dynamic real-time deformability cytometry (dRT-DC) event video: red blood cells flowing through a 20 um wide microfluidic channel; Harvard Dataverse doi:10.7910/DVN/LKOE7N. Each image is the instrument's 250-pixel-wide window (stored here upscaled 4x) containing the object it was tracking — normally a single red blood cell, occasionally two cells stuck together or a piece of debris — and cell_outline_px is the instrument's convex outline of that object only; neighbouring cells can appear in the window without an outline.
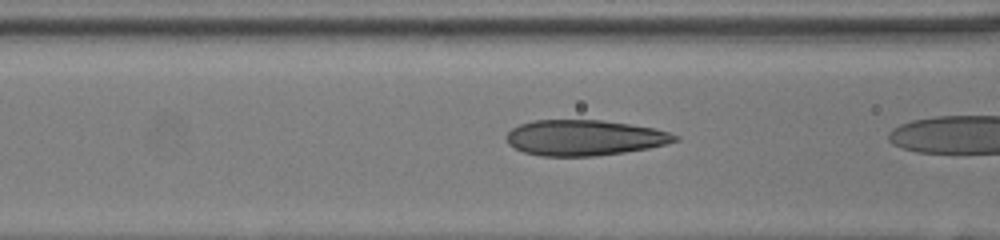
{"species": "human", "species_latin": "Homo sapiens", "temperature_condition": "room temperature", "stored_images_in_passage": 40, "camera_frame_rate_fps": 3000, "um_per_image_px": 0.085, "donor": {"sex": "female"}, "frame": {"image": 1, "passage_image": 20, "time_ms": 6.333, "image_size_px": [1000, 240], "cell_outline_px": [[680, 140], [668, 144], [648, 148], [624, 152], [596, 156], [540, 156], [524, 152], [508, 144], [504, 136], [512, 128], [520, 124], [532, 120], [600, 120], [656, 128], [680, 136]], "centroid_in_image_um": [49.68, 11.71], "position_along_channel_um": 116.9, "area_um2": 35.14}}
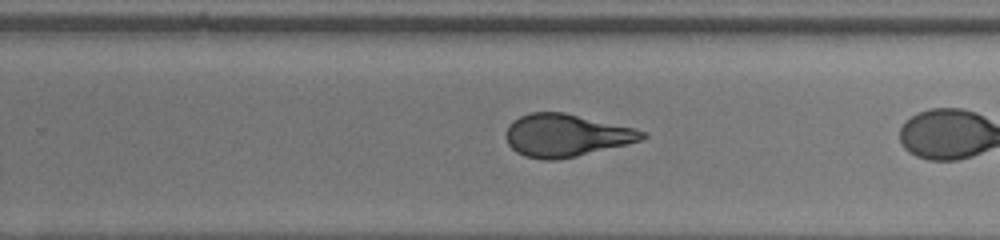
{"frame": {"image": 2, "passage_image": 32, "time_ms": 10.333, "image_size_px": [1000, 240], "cell_outline_px": [[648, 136], [640, 140], [628, 144], [576, 156], [556, 160], [544, 160], [524, 156], [516, 152], [508, 144], [504, 136], [508, 124], [512, 120], [528, 112], [564, 112], [632, 128], [648, 132]], "centroid_in_image_um": [48.06, 11.5], "position_along_channel_um": 281.7, "area_um2": 33.87}}
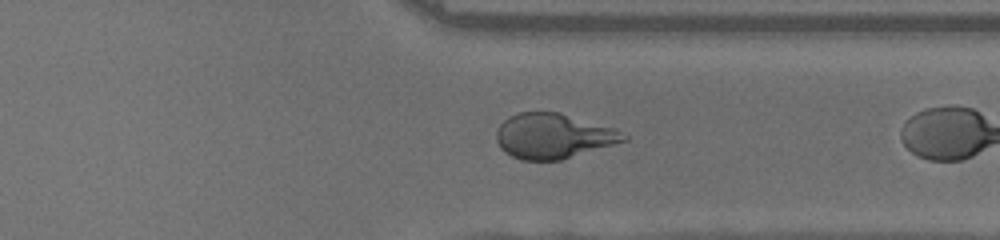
{"frame": {"image": 3, "passage_image": 38, "time_ms": 12.333, "image_size_px": [1000, 240], "cell_outline_px": [[628, 140], [560, 160], [520, 160], [504, 152], [500, 148], [496, 140], [496, 132], [500, 124], [508, 116], [520, 112], [556, 112], [616, 128], [628, 136]], "centroid_in_image_um": [47.01, 11.56], "position_along_channel_um": 364.4, "area_um2": 33.35}}